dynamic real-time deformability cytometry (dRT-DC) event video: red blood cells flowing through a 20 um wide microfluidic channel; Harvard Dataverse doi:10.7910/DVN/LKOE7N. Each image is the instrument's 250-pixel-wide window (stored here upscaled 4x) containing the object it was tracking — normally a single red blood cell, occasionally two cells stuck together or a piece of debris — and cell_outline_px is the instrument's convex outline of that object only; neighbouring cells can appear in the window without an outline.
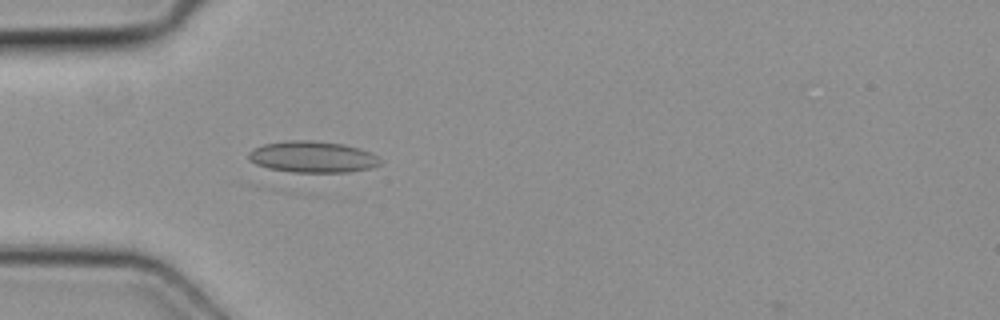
{"species": "common noctule bat (a hibernating species)", "species_latin": "Nyctalus noctula", "temperature_condition": "cold", "stored_images_in_passage": 2, "camera_frame_rate_fps": 3000, "um_per_image_px": 0.085, "animal": {"sex": "female", "body_mass_g": 19.3, "forearm_length_mm": 54.1}, "frame": {"image": 1, "passage_image": 2, "time_ms": 0.333, "image_size_px": [1000, 320], "cell_outline_px": [[380, 164], [368, 168], [348, 172], [300, 176], [268, 168], [256, 164], [248, 160], [248, 152], [264, 144], [288, 140], [312, 140], [344, 144], [368, 152], [376, 156], [380, 160]], "centroid_in_image_um": [26.5, 13.39], "position_along_channel_um": 58.5, "area_um2": 24.85}}